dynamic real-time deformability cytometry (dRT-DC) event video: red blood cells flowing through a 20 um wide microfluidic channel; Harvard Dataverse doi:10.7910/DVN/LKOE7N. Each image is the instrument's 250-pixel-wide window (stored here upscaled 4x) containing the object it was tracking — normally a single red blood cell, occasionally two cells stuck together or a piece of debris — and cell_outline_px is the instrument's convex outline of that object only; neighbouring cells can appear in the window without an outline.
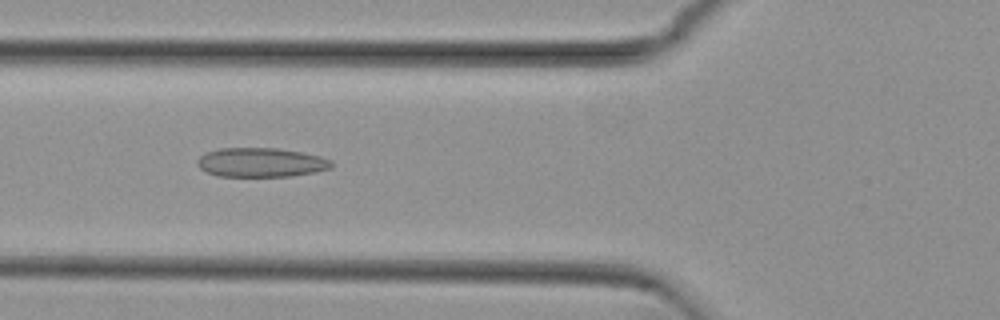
{"species": "common noctule bat (a hibernating species)", "species_latin": "Nyctalus noctula", "temperature_condition": "cold", "stored_images_in_passage": 40, "camera_frame_rate_fps": 3000, "um_per_image_px": 0.085, "animal": {"sex": "female", "body_mass_g": 29.2, "forearm_length_mm": 56.3}, "frame": {"image": 1, "passage_image": 6, "time_ms": 1.667, "image_size_px": [1000, 320], "cell_outline_px": [[332, 168], [316, 172], [292, 176], [216, 176], [200, 168], [196, 164], [196, 160], [204, 152], [220, 148], [276, 148], [300, 152], [320, 156], [332, 160]], "centroid_in_image_um": [22.17, 13.8], "position_along_channel_um": 103.6, "area_um2": 22.95}}
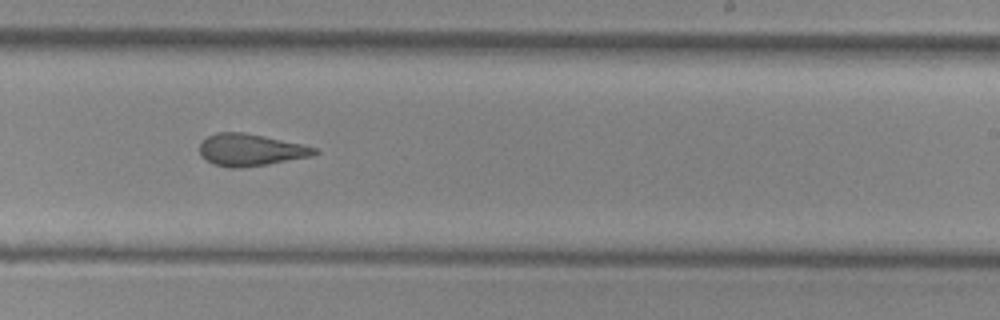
{"frame": {"image": 2, "passage_image": 19, "time_ms": 6.0, "image_size_px": [1000, 320], "cell_outline_px": [[320, 152], [312, 156], [268, 164], [240, 168], [228, 168], [212, 164], [200, 156], [200, 144], [208, 136], [216, 132], [244, 132], [304, 144], [316, 148]], "centroid_in_image_um": [21.3, 12.75], "position_along_channel_um": 267.7, "area_um2": 21.62}}
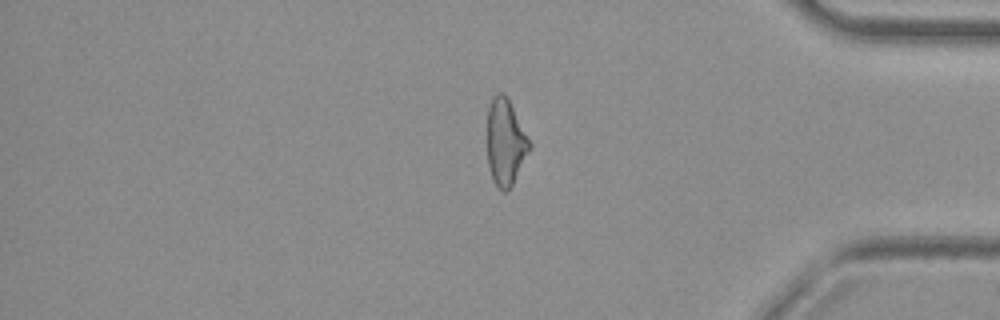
{"frame": {"image": 3, "passage_image": 31, "time_ms": 10.0, "image_size_px": [1000, 320], "cell_outline_px": [[532, 148], [512, 184], [504, 192], [492, 180], [488, 164], [488, 108], [492, 96], [496, 92], [504, 92], [532, 144]], "centroid_in_image_um": [42.97, 12.06], "position_along_channel_um": 392.2, "area_um2": 21.1}, "authors_computed_cell_mechanics": {"area_um2": 21.8484, "velocity_mm_per_s": 3.7887, "shape_relaxation_time_tau1_ms": null, "shape_relaxation_time_tau2_ms": 2.237, "deformation_change_tau1": null, "deformation_change_tau2": 0.1035}}